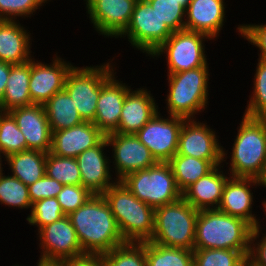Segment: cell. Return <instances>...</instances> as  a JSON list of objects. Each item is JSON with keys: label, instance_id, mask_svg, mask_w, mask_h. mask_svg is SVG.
<instances>
[{"label": "cell", "instance_id": "cell-1", "mask_svg": "<svg viewBox=\"0 0 266 266\" xmlns=\"http://www.w3.org/2000/svg\"><path fill=\"white\" fill-rule=\"evenodd\" d=\"M68 217L85 253L103 254L125 243L103 195H92Z\"/></svg>", "mask_w": 266, "mask_h": 266}, {"label": "cell", "instance_id": "cell-2", "mask_svg": "<svg viewBox=\"0 0 266 266\" xmlns=\"http://www.w3.org/2000/svg\"><path fill=\"white\" fill-rule=\"evenodd\" d=\"M254 227L218 209L199 210L194 249H232L249 252Z\"/></svg>", "mask_w": 266, "mask_h": 266}, {"label": "cell", "instance_id": "cell-3", "mask_svg": "<svg viewBox=\"0 0 266 266\" xmlns=\"http://www.w3.org/2000/svg\"><path fill=\"white\" fill-rule=\"evenodd\" d=\"M102 195L116 219L124 242L151 240L155 208L134 196L122 181H116Z\"/></svg>", "mask_w": 266, "mask_h": 266}, {"label": "cell", "instance_id": "cell-4", "mask_svg": "<svg viewBox=\"0 0 266 266\" xmlns=\"http://www.w3.org/2000/svg\"><path fill=\"white\" fill-rule=\"evenodd\" d=\"M239 125L227 173L260 179L266 168V124L260 117L243 115Z\"/></svg>", "mask_w": 266, "mask_h": 266}, {"label": "cell", "instance_id": "cell-5", "mask_svg": "<svg viewBox=\"0 0 266 266\" xmlns=\"http://www.w3.org/2000/svg\"><path fill=\"white\" fill-rule=\"evenodd\" d=\"M208 68L207 63L188 71L167 74L169 93L165 103L169 115L196 119L195 115L207 108L210 87Z\"/></svg>", "mask_w": 266, "mask_h": 266}, {"label": "cell", "instance_id": "cell-6", "mask_svg": "<svg viewBox=\"0 0 266 266\" xmlns=\"http://www.w3.org/2000/svg\"><path fill=\"white\" fill-rule=\"evenodd\" d=\"M199 210L182 197L155 208L154 231L150 242L167 247L194 250Z\"/></svg>", "mask_w": 266, "mask_h": 266}, {"label": "cell", "instance_id": "cell-7", "mask_svg": "<svg viewBox=\"0 0 266 266\" xmlns=\"http://www.w3.org/2000/svg\"><path fill=\"white\" fill-rule=\"evenodd\" d=\"M121 181L134 196L153 208L182 197L168 162H157L152 167L128 174Z\"/></svg>", "mask_w": 266, "mask_h": 266}, {"label": "cell", "instance_id": "cell-8", "mask_svg": "<svg viewBox=\"0 0 266 266\" xmlns=\"http://www.w3.org/2000/svg\"><path fill=\"white\" fill-rule=\"evenodd\" d=\"M114 66L110 62L81 68L74 65L68 72L64 89L84 122H94L101 85L115 71Z\"/></svg>", "mask_w": 266, "mask_h": 266}, {"label": "cell", "instance_id": "cell-9", "mask_svg": "<svg viewBox=\"0 0 266 266\" xmlns=\"http://www.w3.org/2000/svg\"><path fill=\"white\" fill-rule=\"evenodd\" d=\"M212 40L206 34L180 30L173 32L150 57L166 54L167 74L184 72L207 64L204 41Z\"/></svg>", "mask_w": 266, "mask_h": 266}, {"label": "cell", "instance_id": "cell-10", "mask_svg": "<svg viewBox=\"0 0 266 266\" xmlns=\"http://www.w3.org/2000/svg\"><path fill=\"white\" fill-rule=\"evenodd\" d=\"M172 33L147 0H137L131 21L119 37L127 36L134 49L151 56Z\"/></svg>", "mask_w": 266, "mask_h": 266}, {"label": "cell", "instance_id": "cell-11", "mask_svg": "<svg viewBox=\"0 0 266 266\" xmlns=\"http://www.w3.org/2000/svg\"><path fill=\"white\" fill-rule=\"evenodd\" d=\"M157 112L135 135L150 151L156 162H169L178 151L184 118Z\"/></svg>", "mask_w": 266, "mask_h": 266}, {"label": "cell", "instance_id": "cell-12", "mask_svg": "<svg viewBox=\"0 0 266 266\" xmlns=\"http://www.w3.org/2000/svg\"><path fill=\"white\" fill-rule=\"evenodd\" d=\"M197 119H185L179 133L178 151L175 155H185L202 160H223L227 151L219 143L216 132ZM225 159V160H224Z\"/></svg>", "mask_w": 266, "mask_h": 266}, {"label": "cell", "instance_id": "cell-13", "mask_svg": "<svg viewBox=\"0 0 266 266\" xmlns=\"http://www.w3.org/2000/svg\"><path fill=\"white\" fill-rule=\"evenodd\" d=\"M108 146H112L111 156L114 161L117 181H121L128 174L138 170L147 169L157 162L149 149L140 142L135 134H119L112 132L105 135Z\"/></svg>", "mask_w": 266, "mask_h": 266}, {"label": "cell", "instance_id": "cell-14", "mask_svg": "<svg viewBox=\"0 0 266 266\" xmlns=\"http://www.w3.org/2000/svg\"><path fill=\"white\" fill-rule=\"evenodd\" d=\"M37 235L41 248L39 259L63 261L86 254L68 215L42 227Z\"/></svg>", "mask_w": 266, "mask_h": 266}, {"label": "cell", "instance_id": "cell-15", "mask_svg": "<svg viewBox=\"0 0 266 266\" xmlns=\"http://www.w3.org/2000/svg\"><path fill=\"white\" fill-rule=\"evenodd\" d=\"M93 28L104 37L118 38L128 27L137 0H84Z\"/></svg>", "mask_w": 266, "mask_h": 266}, {"label": "cell", "instance_id": "cell-16", "mask_svg": "<svg viewBox=\"0 0 266 266\" xmlns=\"http://www.w3.org/2000/svg\"><path fill=\"white\" fill-rule=\"evenodd\" d=\"M52 63L30 60L29 93L33 104L44 105L65 87V80L73 65L54 54Z\"/></svg>", "mask_w": 266, "mask_h": 266}, {"label": "cell", "instance_id": "cell-17", "mask_svg": "<svg viewBox=\"0 0 266 266\" xmlns=\"http://www.w3.org/2000/svg\"><path fill=\"white\" fill-rule=\"evenodd\" d=\"M109 147L104 137L96 146L91 147L76 157L81 173V185L92 195H102L117 180H112L110 157L104 154ZM111 180V181H110Z\"/></svg>", "mask_w": 266, "mask_h": 266}, {"label": "cell", "instance_id": "cell-18", "mask_svg": "<svg viewBox=\"0 0 266 266\" xmlns=\"http://www.w3.org/2000/svg\"><path fill=\"white\" fill-rule=\"evenodd\" d=\"M9 113L26 139L27 150L50 152L52 131L44 105L19 107L10 110Z\"/></svg>", "mask_w": 266, "mask_h": 266}, {"label": "cell", "instance_id": "cell-19", "mask_svg": "<svg viewBox=\"0 0 266 266\" xmlns=\"http://www.w3.org/2000/svg\"><path fill=\"white\" fill-rule=\"evenodd\" d=\"M116 73L113 72L101 85L93 122L105 135L118 128L125 97L131 90V86L116 79Z\"/></svg>", "mask_w": 266, "mask_h": 266}, {"label": "cell", "instance_id": "cell-20", "mask_svg": "<svg viewBox=\"0 0 266 266\" xmlns=\"http://www.w3.org/2000/svg\"><path fill=\"white\" fill-rule=\"evenodd\" d=\"M252 186L259 187V179L230 177L224 186L222 199L217 209L225 214L242 218L256 228L260 227L261 222L252 213L254 205L253 192L250 189Z\"/></svg>", "mask_w": 266, "mask_h": 266}, {"label": "cell", "instance_id": "cell-21", "mask_svg": "<svg viewBox=\"0 0 266 266\" xmlns=\"http://www.w3.org/2000/svg\"><path fill=\"white\" fill-rule=\"evenodd\" d=\"M105 134L93 123L83 122L80 125L52 132L50 153L76 158L85 150L96 146Z\"/></svg>", "mask_w": 266, "mask_h": 266}, {"label": "cell", "instance_id": "cell-22", "mask_svg": "<svg viewBox=\"0 0 266 266\" xmlns=\"http://www.w3.org/2000/svg\"><path fill=\"white\" fill-rule=\"evenodd\" d=\"M153 97L148 89H131L125 97L119 125L114 132L136 134L159 110Z\"/></svg>", "mask_w": 266, "mask_h": 266}, {"label": "cell", "instance_id": "cell-23", "mask_svg": "<svg viewBox=\"0 0 266 266\" xmlns=\"http://www.w3.org/2000/svg\"><path fill=\"white\" fill-rule=\"evenodd\" d=\"M224 1L190 0L185 9V29L206 34L215 40L225 23Z\"/></svg>", "mask_w": 266, "mask_h": 266}, {"label": "cell", "instance_id": "cell-24", "mask_svg": "<svg viewBox=\"0 0 266 266\" xmlns=\"http://www.w3.org/2000/svg\"><path fill=\"white\" fill-rule=\"evenodd\" d=\"M223 163L215 166L209 173L199 178L183 193L182 198L197 210L217 209L224 186L231 177L224 174Z\"/></svg>", "mask_w": 266, "mask_h": 266}, {"label": "cell", "instance_id": "cell-25", "mask_svg": "<svg viewBox=\"0 0 266 266\" xmlns=\"http://www.w3.org/2000/svg\"><path fill=\"white\" fill-rule=\"evenodd\" d=\"M30 35L19 20H0V61L21 64L31 60Z\"/></svg>", "mask_w": 266, "mask_h": 266}, {"label": "cell", "instance_id": "cell-26", "mask_svg": "<svg viewBox=\"0 0 266 266\" xmlns=\"http://www.w3.org/2000/svg\"><path fill=\"white\" fill-rule=\"evenodd\" d=\"M30 60L21 64H11L10 74L0 102V111L33 105L29 93Z\"/></svg>", "mask_w": 266, "mask_h": 266}, {"label": "cell", "instance_id": "cell-27", "mask_svg": "<svg viewBox=\"0 0 266 266\" xmlns=\"http://www.w3.org/2000/svg\"><path fill=\"white\" fill-rule=\"evenodd\" d=\"M47 153L25 150L6 157L12 176L27 186L34 184L45 175Z\"/></svg>", "mask_w": 266, "mask_h": 266}, {"label": "cell", "instance_id": "cell-28", "mask_svg": "<svg viewBox=\"0 0 266 266\" xmlns=\"http://www.w3.org/2000/svg\"><path fill=\"white\" fill-rule=\"evenodd\" d=\"M168 163L172 168L177 188L183 193L215 166L223 163V160H202L192 156L174 155Z\"/></svg>", "mask_w": 266, "mask_h": 266}, {"label": "cell", "instance_id": "cell-29", "mask_svg": "<svg viewBox=\"0 0 266 266\" xmlns=\"http://www.w3.org/2000/svg\"><path fill=\"white\" fill-rule=\"evenodd\" d=\"M44 108L52 132L68 129L84 122L65 89L55 93L44 104Z\"/></svg>", "mask_w": 266, "mask_h": 266}, {"label": "cell", "instance_id": "cell-30", "mask_svg": "<svg viewBox=\"0 0 266 266\" xmlns=\"http://www.w3.org/2000/svg\"><path fill=\"white\" fill-rule=\"evenodd\" d=\"M146 266H194L193 250L146 242Z\"/></svg>", "mask_w": 266, "mask_h": 266}, {"label": "cell", "instance_id": "cell-31", "mask_svg": "<svg viewBox=\"0 0 266 266\" xmlns=\"http://www.w3.org/2000/svg\"><path fill=\"white\" fill-rule=\"evenodd\" d=\"M104 266H146V242H125L102 254Z\"/></svg>", "mask_w": 266, "mask_h": 266}, {"label": "cell", "instance_id": "cell-32", "mask_svg": "<svg viewBox=\"0 0 266 266\" xmlns=\"http://www.w3.org/2000/svg\"><path fill=\"white\" fill-rule=\"evenodd\" d=\"M249 252L232 249H194V266H245Z\"/></svg>", "mask_w": 266, "mask_h": 266}, {"label": "cell", "instance_id": "cell-33", "mask_svg": "<svg viewBox=\"0 0 266 266\" xmlns=\"http://www.w3.org/2000/svg\"><path fill=\"white\" fill-rule=\"evenodd\" d=\"M45 174L63 185H81V173L76 158L47 153Z\"/></svg>", "mask_w": 266, "mask_h": 266}, {"label": "cell", "instance_id": "cell-34", "mask_svg": "<svg viewBox=\"0 0 266 266\" xmlns=\"http://www.w3.org/2000/svg\"><path fill=\"white\" fill-rule=\"evenodd\" d=\"M27 150L26 139L9 112L0 111V152L4 156Z\"/></svg>", "mask_w": 266, "mask_h": 266}, {"label": "cell", "instance_id": "cell-35", "mask_svg": "<svg viewBox=\"0 0 266 266\" xmlns=\"http://www.w3.org/2000/svg\"><path fill=\"white\" fill-rule=\"evenodd\" d=\"M0 203L18 209H31L28 186L16 177L3 173L0 176Z\"/></svg>", "mask_w": 266, "mask_h": 266}, {"label": "cell", "instance_id": "cell-36", "mask_svg": "<svg viewBox=\"0 0 266 266\" xmlns=\"http://www.w3.org/2000/svg\"><path fill=\"white\" fill-rule=\"evenodd\" d=\"M253 92L243 115L260 117L266 111V60L258 58L254 75Z\"/></svg>", "mask_w": 266, "mask_h": 266}, {"label": "cell", "instance_id": "cell-37", "mask_svg": "<svg viewBox=\"0 0 266 266\" xmlns=\"http://www.w3.org/2000/svg\"><path fill=\"white\" fill-rule=\"evenodd\" d=\"M28 224L38 227V231L65 216L57 197L45 198L32 203Z\"/></svg>", "mask_w": 266, "mask_h": 266}, {"label": "cell", "instance_id": "cell-38", "mask_svg": "<svg viewBox=\"0 0 266 266\" xmlns=\"http://www.w3.org/2000/svg\"><path fill=\"white\" fill-rule=\"evenodd\" d=\"M147 1L173 32L185 29V8L177 0Z\"/></svg>", "mask_w": 266, "mask_h": 266}, {"label": "cell", "instance_id": "cell-39", "mask_svg": "<svg viewBox=\"0 0 266 266\" xmlns=\"http://www.w3.org/2000/svg\"><path fill=\"white\" fill-rule=\"evenodd\" d=\"M48 0H0V20L28 18Z\"/></svg>", "mask_w": 266, "mask_h": 266}, {"label": "cell", "instance_id": "cell-40", "mask_svg": "<svg viewBox=\"0 0 266 266\" xmlns=\"http://www.w3.org/2000/svg\"><path fill=\"white\" fill-rule=\"evenodd\" d=\"M92 194L82 185H64L57 195V200L65 215L76 211Z\"/></svg>", "mask_w": 266, "mask_h": 266}, {"label": "cell", "instance_id": "cell-41", "mask_svg": "<svg viewBox=\"0 0 266 266\" xmlns=\"http://www.w3.org/2000/svg\"><path fill=\"white\" fill-rule=\"evenodd\" d=\"M63 186V184L45 174L34 184L28 186L30 200L34 203L41 199L57 197Z\"/></svg>", "mask_w": 266, "mask_h": 266}, {"label": "cell", "instance_id": "cell-42", "mask_svg": "<svg viewBox=\"0 0 266 266\" xmlns=\"http://www.w3.org/2000/svg\"><path fill=\"white\" fill-rule=\"evenodd\" d=\"M237 32L251 45L260 50L259 59L266 60V24H242L238 25Z\"/></svg>", "mask_w": 266, "mask_h": 266}, {"label": "cell", "instance_id": "cell-43", "mask_svg": "<svg viewBox=\"0 0 266 266\" xmlns=\"http://www.w3.org/2000/svg\"><path fill=\"white\" fill-rule=\"evenodd\" d=\"M262 230L261 226L256 227L251 235L250 251L247 259L253 266H266V232L263 234Z\"/></svg>", "mask_w": 266, "mask_h": 266}, {"label": "cell", "instance_id": "cell-44", "mask_svg": "<svg viewBox=\"0 0 266 266\" xmlns=\"http://www.w3.org/2000/svg\"><path fill=\"white\" fill-rule=\"evenodd\" d=\"M64 266H104L102 254H84L62 261Z\"/></svg>", "mask_w": 266, "mask_h": 266}, {"label": "cell", "instance_id": "cell-45", "mask_svg": "<svg viewBox=\"0 0 266 266\" xmlns=\"http://www.w3.org/2000/svg\"><path fill=\"white\" fill-rule=\"evenodd\" d=\"M10 69V63L0 61V102L4 95V91L10 74Z\"/></svg>", "mask_w": 266, "mask_h": 266}, {"label": "cell", "instance_id": "cell-46", "mask_svg": "<svg viewBox=\"0 0 266 266\" xmlns=\"http://www.w3.org/2000/svg\"><path fill=\"white\" fill-rule=\"evenodd\" d=\"M37 266H64L62 261H48L39 259Z\"/></svg>", "mask_w": 266, "mask_h": 266}, {"label": "cell", "instance_id": "cell-47", "mask_svg": "<svg viewBox=\"0 0 266 266\" xmlns=\"http://www.w3.org/2000/svg\"><path fill=\"white\" fill-rule=\"evenodd\" d=\"M259 181H260V186L266 187V168L263 173V176L259 179Z\"/></svg>", "mask_w": 266, "mask_h": 266}, {"label": "cell", "instance_id": "cell-48", "mask_svg": "<svg viewBox=\"0 0 266 266\" xmlns=\"http://www.w3.org/2000/svg\"><path fill=\"white\" fill-rule=\"evenodd\" d=\"M1 154H2V153L0 152V176L3 174V171H4V170H3V167H2V162H3V161H2V158H3V159H6V156H4V155L2 156ZM4 157H5V158H4Z\"/></svg>", "mask_w": 266, "mask_h": 266}, {"label": "cell", "instance_id": "cell-49", "mask_svg": "<svg viewBox=\"0 0 266 266\" xmlns=\"http://www.w3.org/2000/svg\"><path fill=\"white\" fill-rule=\"evenodd\" d=\"M185 9L188 6V3L190 2V0H177Z\"/></svg>", "mask_w": 266, "mask_h": 266}, {"label": "cell", "instance_id": "cell-50", "mask_svg": "<svg viewBox=\"0 0 266 266\" xmlns=\"http://www.w3.org/2000/svg\"><path fill=\"white\" fill-rule=\"evenodd\" d=\"M260 118L265 122L266 124V111L260 116Z\"/></svg>", "mask_w": 266, "mask_h": 266}, {"label": "cell", "instance_id": "cell-51", "mask_svg": "<svg viewBox=\"0 0 266 266\" xmlns=\"http://www.w3.org/2000/svg\"><path fill=\"white\" fill-rule=\"evenodd\" d=\"M262 205H263L262 208L264 209L263 211H265V214H266V201H263V202H262Z\"/></svg>", "mask_w": 266, "mask_h": 266}, {"label": "cell", "instance_id": "cell-52", "mask_svg": "<svg viewBox=\"0 0 266 266\" xmlns=\"http://www.w3.org/2000/svg\"><path fill=\"white\" fill-rule=\"evenodd\" d=\"M245 266H253L248 260L246 262V265Z\"/></svg>", "mask_w": 266, "mask_h": 266}]
</instances>
